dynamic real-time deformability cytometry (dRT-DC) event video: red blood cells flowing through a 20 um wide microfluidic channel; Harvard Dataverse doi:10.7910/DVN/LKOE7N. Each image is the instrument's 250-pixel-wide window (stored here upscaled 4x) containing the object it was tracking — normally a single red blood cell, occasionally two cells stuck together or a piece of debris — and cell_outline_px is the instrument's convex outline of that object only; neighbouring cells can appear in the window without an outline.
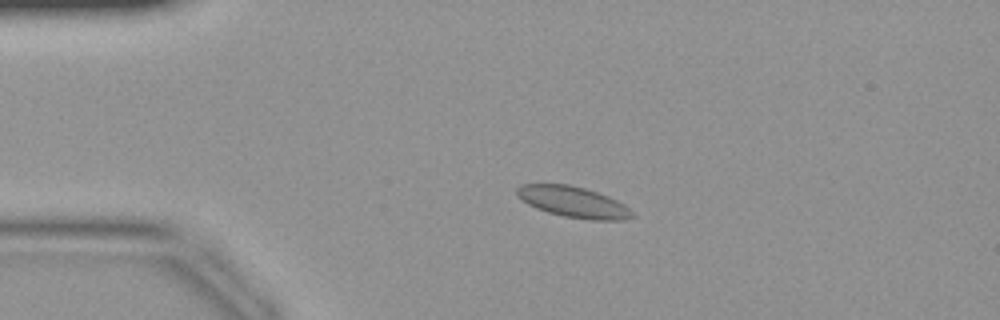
{"species": "common noctule bat (a hibernating species)", "species_latin": "Nyctalus noctula", "temperature_condition": "warm", "stored_images_in_passage": 43, "camera_frame_rate_fps": 3000, "um_per_image_px": 0.085, "animal": {"sex": "female", "body_mass_g": 19.9}, "frame": {"image": 1, "passage_image": 9, "time_ms": 2.667, "image_size_px": [1000, 320], "cell_outline_px": [[636, 216], [624, 220], [588, 220], [564, 216], [548, 212], [536, 208], [528, 204], [516, 196], [516, 188], [520, 184], [568, 184], [584, 188], [608, 196], [624, 204]], "centroid_in_image_um": [48.72, 17.17], "position_along_channel_um": 36.3, "area_um2": 20.81}}
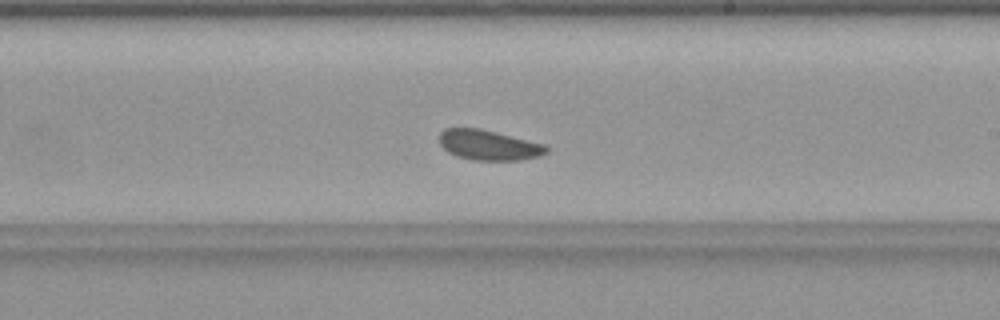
{"frame": {"image": 2, "passage_image": 25, "time_ms": 8.0, "image_size_px": [1000, 320], "cell_outline_px": [[548, 152], [540, 156], [520, 160], [472, 160], [456, 156], [448, 152], [440, 144], [440, 132], [444, 128], [480, 128], [544, 144], [548, 148]], "centroid_in_image_um": [41.53, 12.33], "position_along_channel_um": 247.5, "area_um2": 18.79}}
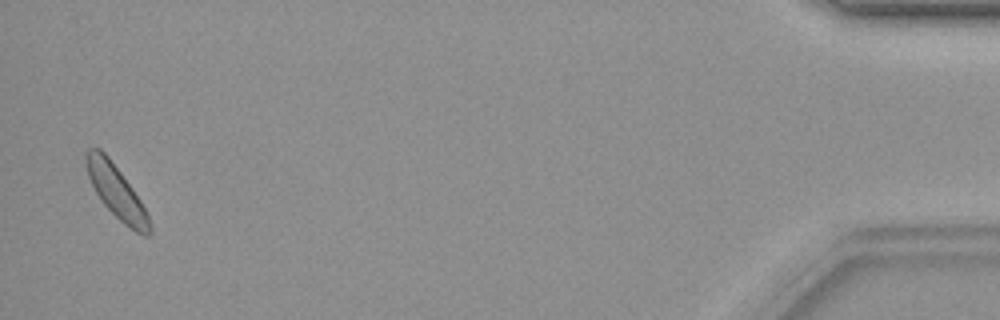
{"frame": {"image": 3, "passage_image": 42, "time_ms": 13.667, "image_size_px": [1000, 320], "cell_outline_px": [[152, 236], [144, 236], [136, 232], [124, 224], [100, 200], [88, 176], [84, 160], [84, 152], [88, 148], [100, 148], [108, 156], [132, 188], [140, 200], [148, 216], [152, 228]], "centroid_in_image_um": [9.88, 16.29], "position_along_channel_um": 425.3, "area_um2": 19.42}}